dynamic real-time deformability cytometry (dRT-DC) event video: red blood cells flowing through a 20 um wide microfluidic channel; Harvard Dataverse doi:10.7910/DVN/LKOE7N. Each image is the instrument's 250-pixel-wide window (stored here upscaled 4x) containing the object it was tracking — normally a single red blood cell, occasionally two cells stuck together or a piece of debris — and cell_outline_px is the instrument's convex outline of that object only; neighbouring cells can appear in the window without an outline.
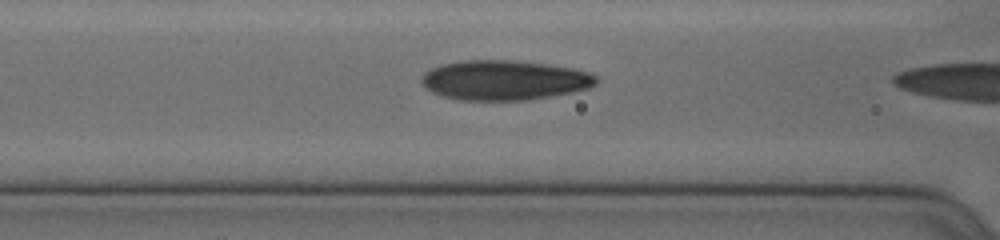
{"species": "human", "species_latin": "Homo sapiens", "temperature_condition": "cold", "stored_images_in_passage": 24, "camera_frame_rate_fps": 3000, "um_per_image_px": 0.085, "donor": {"sex": "female"}, "frame": {"image": 1, "passage_image": 3, "time_ms": 0.667, "image_size_px": [1000, 240], "cell_outline_px": [[596, 84], [588, 88], [572, 92], [528, 100], [460, 100], [444, 96], [432, 92], [420, 80], [424, 72], [440, 64], [464, 60], [512, 60], [548, 64], [572, 68], [588, 72], [596, 76]], "centroid_in_image_um": [42.86, 6.81], "position_along_channel_um": 123.7, "area_um2": 40.4}}
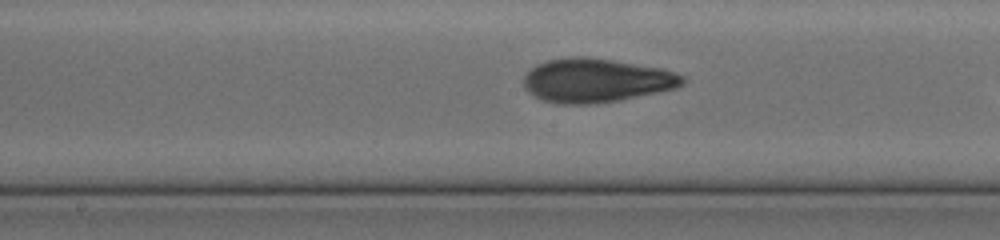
{"frame": {"image": 2, "passage_image": 9, "time_ms": 2.667, "image_size_px": [1000, 240], "cell_outline_px": [[684, 84], [676, 88], [620, 100], [596, 104], [560, 104], [540, 100], [528, 92], [524, 84], [524, 76], [536, 64], [548, 60], [568, 56], [588, 56], [664, 68], [676, 72], [684, 76]], "centroid_in_image_um": [50.68, 6.83], "position_along_channel_um": 197.5, "area_um2": 41.04}}
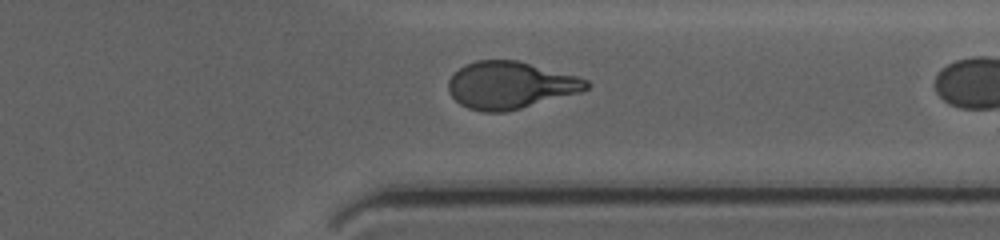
{"frame": {"image": 3, "passage_image": 23, "time_ms": 7.333, "image_size_px": [1000, 240], "cell_outline_px": [[588, 88], [580, 92], [520, 108], [504, 112], [484, 112], [468, 108], [460, 104], [448, 92], [448, 80], [464, 64], [476, 60], [516, 60], [576, 76], [588, 80]], "centroid_in_image_um": [43.32, 7.24], "position_along_channel_um": 368.1, "area_um2": 37.51}}